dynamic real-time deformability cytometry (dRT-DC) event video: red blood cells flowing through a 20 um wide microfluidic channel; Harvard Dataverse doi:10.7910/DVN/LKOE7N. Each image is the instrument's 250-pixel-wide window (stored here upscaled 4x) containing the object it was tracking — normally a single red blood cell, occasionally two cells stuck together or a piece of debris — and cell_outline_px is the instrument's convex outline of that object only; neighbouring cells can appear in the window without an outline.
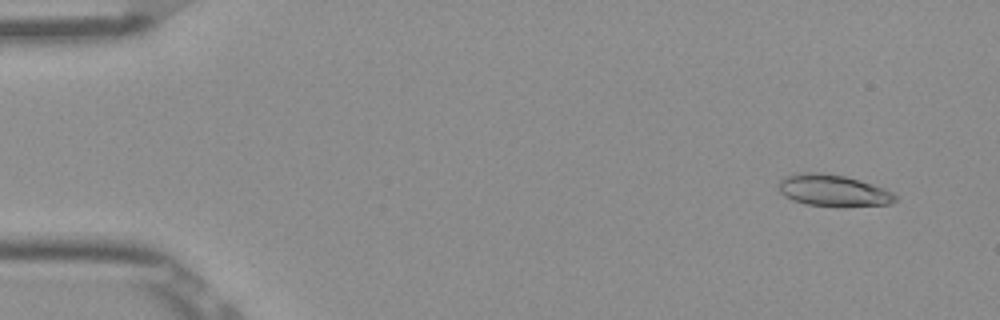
{"species": "Egyptian fruit bat (a non-hibernating species)", "species_latin": "Rousettus aegyptiacus", "temperature_condition": "room temperature", "stored_images_in_passage": 52, "camera_frame_rate_fps": 3000, "um_per_image_px": 0.085, "frame": {"image": 1, "passage_image": 4, "time_ms": 1.0, "image_size_px": [1000, 320], "cell_outline_px": [[896, 200], [888, 204], [840, 208], [804, 204], [792, 200], [784, 196], [776, 188], [780, 180], [788, 176], [800, 172], [820, 172], [844, 176], [872, 184], [884, 188], [892, 192], [896, 196]], "centroid_in_image_um": [70.79, 16.22], "position_along_channel_um": 14.2, "area_um2": 21.91}}
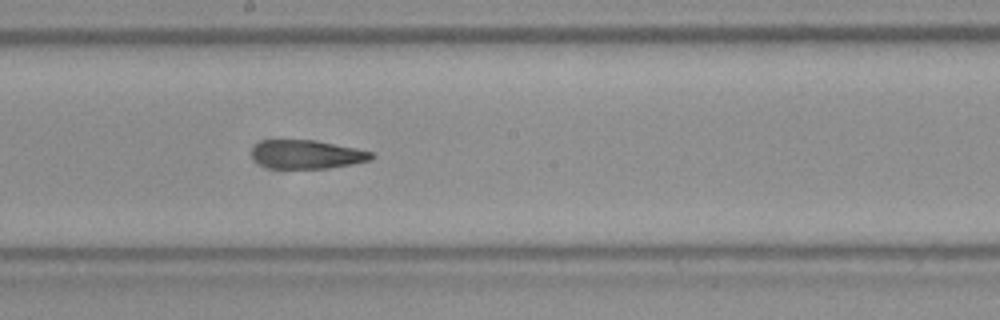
{"frame": {"image": 2, "passage_image": 29, "time_ms": 9.333, "image_size_px": [1000, 320], "cell_outline_px": [[376, 156], [372, 160], [352, 164], [328, 168], [268, 168], [260, 164], [252, 156], [252, 148], [256, 144], [264, 140], [316, 140], [356, 148], [372, 152]], "centroid_in_image_um": [26.11, 13.12], "position_along_channel_um": 222.1, "area_um2": 20.0}}
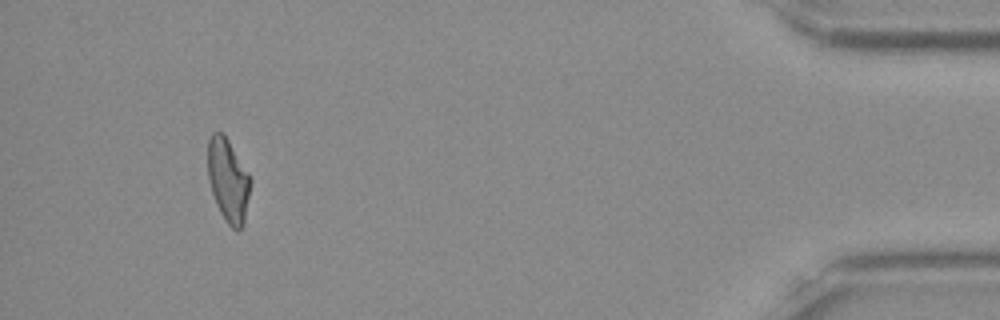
{"frame": {"image": 3, "passage_image": 49, "time_ms": 16.0, "image_size_px": [1000, 320], "cell_outline_px": [[252, 180], [244, 224], [236, 232], [228, 224], [220, 212], [216, 204], [208, 180], [208, 140], [212, 132], [220, 132], [228, 140], [248, 172]], "centroid_in_image_um": [19.4, 15.35], "position_along_channel_um": 415.8, "area_um2": 20.69}, "authors_computed_cell_mechanics": {"area_um2": 21.1548, "velocity_mm_per_s": 3.9067, "shape_relaxation_time_tau1_ms": null, "shape_relaxation_time_tau2_ms": 4.3161, "deformation_change_tau1": null, "deformation_change_tau2": 0.1348}}